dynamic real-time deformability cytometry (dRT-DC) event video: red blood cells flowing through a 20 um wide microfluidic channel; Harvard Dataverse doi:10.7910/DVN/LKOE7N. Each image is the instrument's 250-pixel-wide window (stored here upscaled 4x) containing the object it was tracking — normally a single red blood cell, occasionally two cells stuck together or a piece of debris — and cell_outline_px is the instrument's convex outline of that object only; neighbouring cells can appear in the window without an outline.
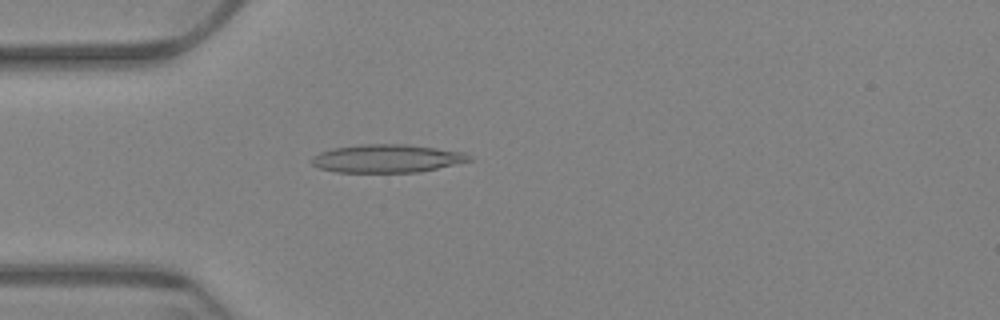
{"species": "Egyptian fruit bat (a non-hibernating species)", "species_latin": "Rousettus aegyptiacus", "temperature_condition": "warm", "stored_images_in_passage": 60, "camera_frame_rate_fps": 3000, "um_per_image_px": 0.085, "animal": {"sex": "female"}, "frame": {"image": 1, "passage_image": 17, "time_ms": 5.333, "image_size_px": [1000, 320], "cell_outline_px": [[472, 160], [420, 172], [336, 172], [320, 168], [312, 164], [312, 156], [320, 152], [332, 148], [360, 144], [408, 144], [464, 152], [472, 156]], "centroid_in_image_um": [32.89, 13.46], "position_along_channel_um": 52.1, "area_um2": 25.84}}
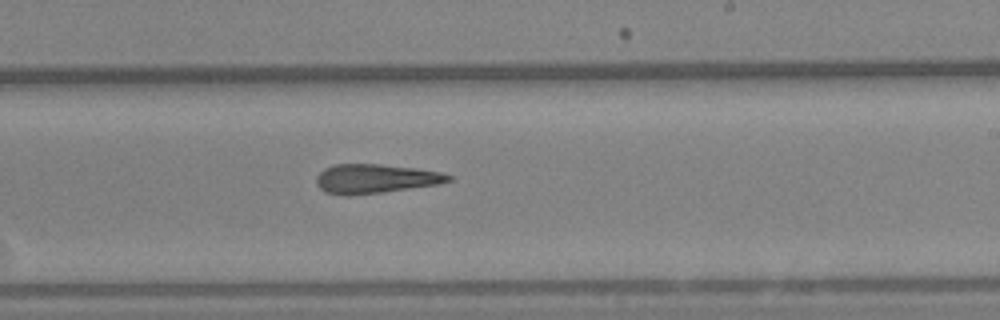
{"frame": {"image": 2, "passage_image": 36, "time_ms": 11.667, "image_size_px": [1000, 320], "cell_outline_px": [[452, 180], [440, 184], [380, 192], [348, 196], [324, 192], [316, 184], [316, 176], [324, 168], [336, 164], [380, 164], [416, 168], [440, 172], [452, 176]], "centroid_in_image_um": [31.88, 15.19], "position_along_channel_um": 257.1, "area_um2": 22.43}}
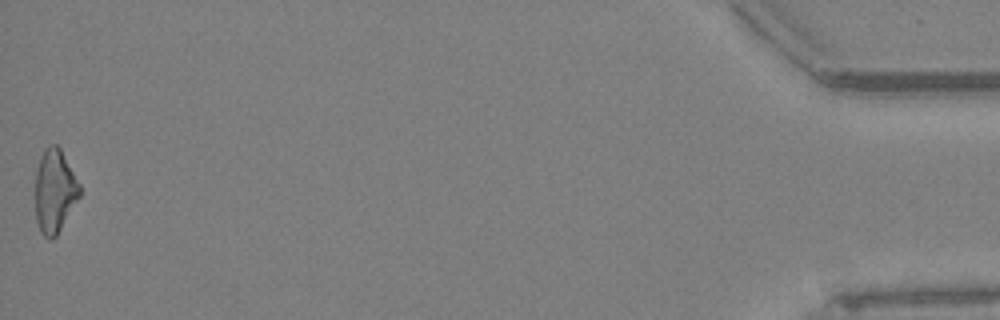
{"frame": {"image": 3, "passage_image": 60, "time_ms": 19.667, "image_size_px": [1000, 320], "cell_outline_px": [[80, 196], [56, 236], [52, 240], [48, 240], [40, 232], [36, 220], [36, 172], [40, 156], [44, 148], [48, 144], [56, 144], [60, 148], [80, 184]], "centroid_in_image_um": [4.64, 16.24], "position_along_channel_um": 430.6, "area_um2": 21.56}, "authors_computed_cell_mechanics": {"area_um2": 22.9466, "velocity_mm_per_s": 3.3903, "shape_relaxation_time_tau1_ms": null, "shape_relaxation_time_tau2_ms": 6.0809, "deformation_change_tau1": null, "deformation_change_tau2": 0.2114}}